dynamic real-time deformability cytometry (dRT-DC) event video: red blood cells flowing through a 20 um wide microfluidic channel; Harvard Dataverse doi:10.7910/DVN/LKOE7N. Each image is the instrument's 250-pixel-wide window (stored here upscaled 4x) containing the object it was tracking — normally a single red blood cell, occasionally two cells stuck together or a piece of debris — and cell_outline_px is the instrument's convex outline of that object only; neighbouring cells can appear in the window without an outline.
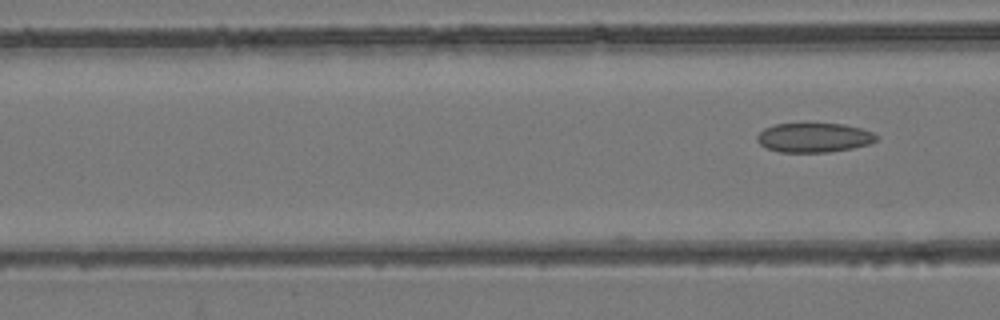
{"species": "common noctule bat (a hibernating species)", "species_latin": "Nyctalus noctula", "temperature_condition": "room temperature", "stored_images_in_passage": 11, "camera_frame_rate_fps": 3000, "um_per_image_px": 0.085, "animal": {"sex": "female", "body_mass_g": 24.6, "forearm_length_mm": 56.2}, "frame": {"image": 1, "passage_image": 11, "time_ms": 3.333, "image_size_px": [1000, 320], "cell_outline_px": [[880, 136], [876, 140], [868, 144], [852, 148], [828, 152], [780, 152], [768, 148], [760, 144], [756, 140], [756, 136], [764, 128], [776, 124], [844, 124], [860, 128], [872, 132]], "centroid_in_image_um": [69.19, 11.7], "position_along_channel_um": 97.4, "area_um2": 20.29}}